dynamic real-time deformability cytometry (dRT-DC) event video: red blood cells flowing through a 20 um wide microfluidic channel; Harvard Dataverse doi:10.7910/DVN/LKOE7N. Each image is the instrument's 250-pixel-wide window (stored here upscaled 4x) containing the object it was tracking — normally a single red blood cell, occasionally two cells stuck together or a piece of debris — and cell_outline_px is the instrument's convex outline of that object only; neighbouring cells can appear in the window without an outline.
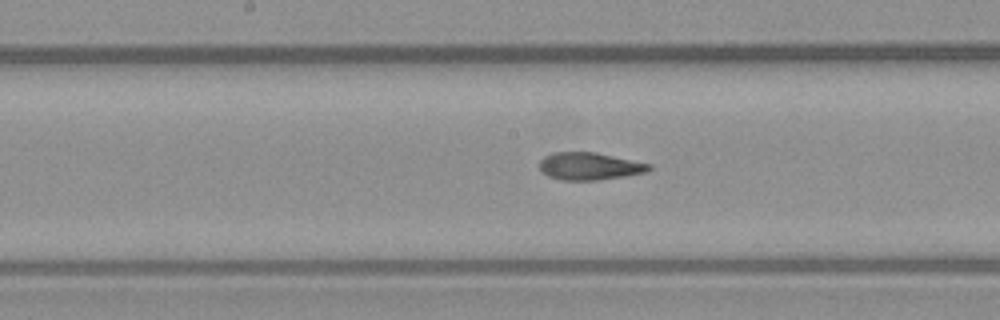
{"species": "common noctule bat (a hibernating species)", "species_latin": "Nyctalus noctula", "temperature_condition": "warm", "stored_images_in_passage": 6, "segment_of_instrument_passage": [2, 2], "camera_frame_rate_fps": 3000, "um_per_image_px": 0.085, "animal": {"sex": "male", "body_mass_g": 23.1, "forearm_length_mm": 52.7}, "frame": {"image": 1, "passage_image": 6, "time_ms": 5.667, "image_size_px": [1000, 320], "cell_outline_px": [[652, 168], [648, 172], [624, 176], [596, 180], [560, 180], [548, 176], [540, 168], [540, 160], [544, 156], [552, 152], [596, 152], [652, 164]], "centroid_in_image_um": [50.13, 14.12], "position_along_channel_um": 198.1, "area_um2": 17.57}}